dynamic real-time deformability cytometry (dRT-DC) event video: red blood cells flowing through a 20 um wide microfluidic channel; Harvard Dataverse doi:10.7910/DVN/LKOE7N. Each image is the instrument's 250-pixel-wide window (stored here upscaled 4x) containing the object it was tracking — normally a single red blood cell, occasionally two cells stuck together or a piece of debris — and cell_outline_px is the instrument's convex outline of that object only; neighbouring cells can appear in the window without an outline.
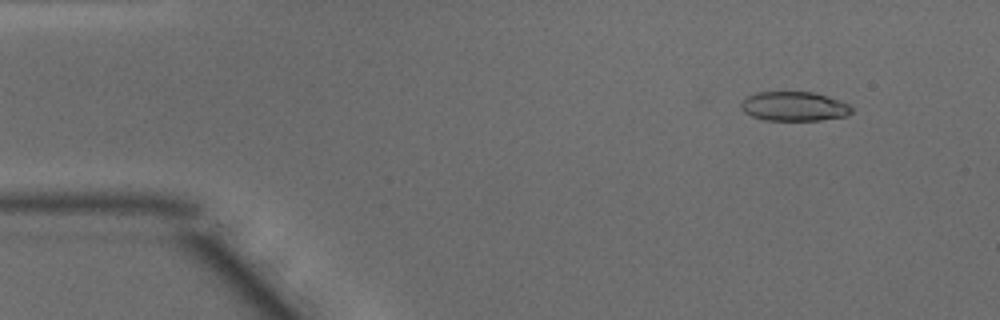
{"species": "common noctule bat (a hibernating species)", "species_latin": "Nyctalus noctula", "temperature_condition": "warm", "stored_images_in_passage": 45, "camera_frame_rate_fps": 3000, "um_per_image_px": 0.085, "animal": {"sex": "male", "body_mass_g": 15.6}, "frame": {"image": 1, "passage_image": 2, "time_ms": 0.333, "image_size_px": [1000, 320], "cell_outline_px": [[852, 112], [848, 116], [820, 120], [764, 120], [752, 116], [744, 112], [740, 108], [740, 104], [748, 96], [756, 92], [812, 92], [840, 100], [852, 104]], "centroid_in_image_um": [67.53, 9.04], "position_along_channel_um": 17.5, "area_um2": 19.02}}
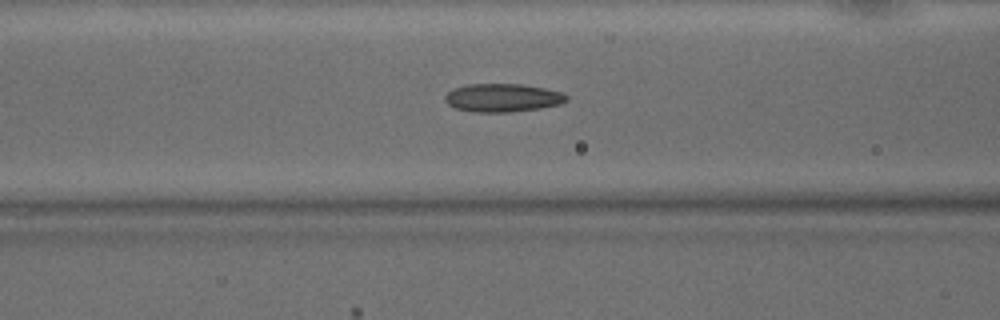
{"frame": {"image": 2, "passage_image": 16, "time_ms": 5.0, "image_size_px": [1000, 320], "cell_outline_px": [[568, 100], [560, 104], [540, 108], [508, 112], [472, 112], [456, 108], [448, 104], [444, 100], [444, 96], [452, 88], [468, 84], [524, 84], [544, 88], [560, 92], [568, 96]], "centroid_in_image_um": [42.7, 8.3], "position_along_channel_um": 123.9, "area_um2": 20.06}}
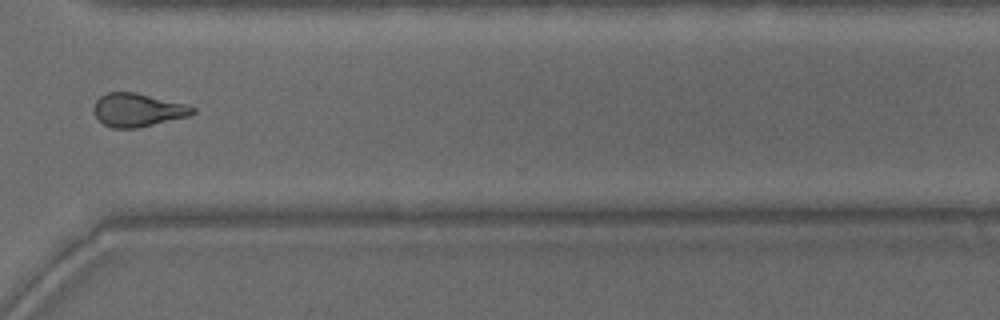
{"frame": {"image": 3, "passage_image": 33, "time_ms": 10.667, "image_size_px": [1000, 320], "cell_outline_px": [[196, 112], [188, 116], [136, 128], [112, 128], [104, 124], [92, 112], [92, 108], [96, 100], [100, 96], [108, 92], [136, 92], [184, 104], [196, 108]], "centroid_in_image_um": [11.66, 9.34], "position_along_channel_um": 358.9, "area_um2": 19.07}, "authors_computed_cell_mechanics": {"area_um2": 19.363, "velocity_mm_per_s": 4.1491, "shape_relaxation_time_tau1_ms": 9.756, "shape_relaxation_time_tau2_ms": 2.2976, "deformation_change_tau1": 0.2601, "deformation_change_tau2": 0.1017}}